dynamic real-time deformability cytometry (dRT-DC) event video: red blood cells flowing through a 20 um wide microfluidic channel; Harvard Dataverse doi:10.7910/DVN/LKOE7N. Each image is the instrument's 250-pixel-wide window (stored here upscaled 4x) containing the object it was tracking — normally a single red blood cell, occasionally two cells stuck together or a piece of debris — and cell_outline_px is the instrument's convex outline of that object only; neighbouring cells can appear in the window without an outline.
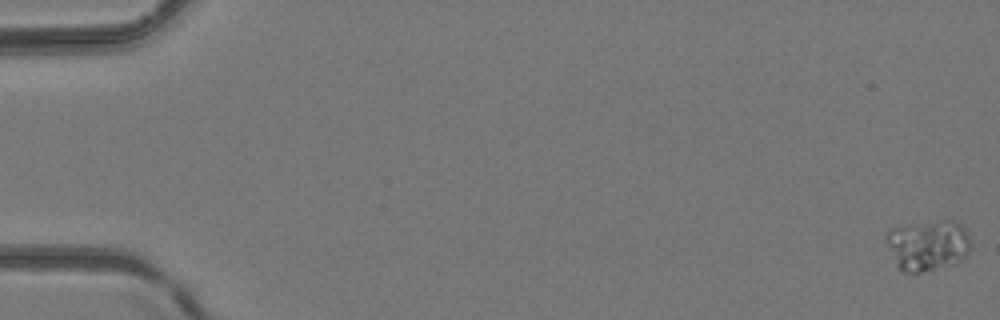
{"species": "common noctule bat (a hibernating species)", "species_latin": "Nyctalus noctula", "temperature_condition": "room temperature", "stored_images_in_passage": 48, "camera_frame_rate_fps": 3000, "um_per_image_px": 0.085, "animal": {"sex": "female", "body_mass_g": 24.6, "forearm_length_mm": 56.2}, "frame": {"image": 1, "passage_image": 1, "time_ms": 0.0, "image_size_px": [1000, 320], "cell_outline_px": [[972, 248], [964, 260], [956, 264], [932, 272], [904, 272], [896, 264], [884, 240], [884, 236], [888, 228], [904, 224], [940, 220], [956, 220], [968, 232], [972, 244]], "centroid_in_image_um": [78.89, 20.84], "position_along_channel_um": 6.1, "area_um2": 26.18}}
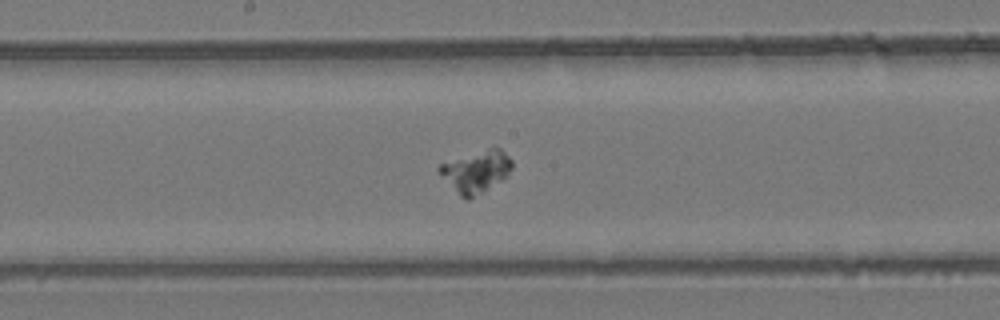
{"frame": {"image": 2, "passage_image": 27, "time_ms": 8.667, "image_size_px": [1000, 320], "cell_outline_px": [[512, 168], [508, 176], [484, 192], [468, 200], [464, 200], [436, 172], [436, 168], [440, 164], [488, 148], [500, 148], [512, 160]], "centroid_in_image_um": [40.45, 14.61], "position_along_channel_um": 207.7, "area_um2": 17.86}}
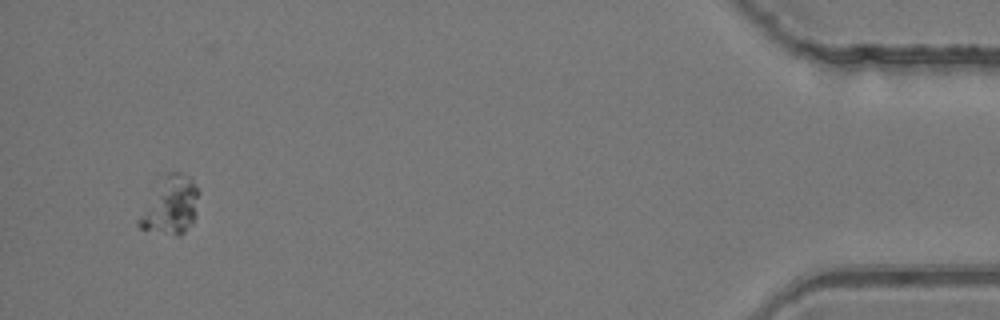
{"frame": {"image": 3, "passage_image": 47, "time_ms": 15.333, "image_size_px": [1000, 320], "cell_outline_px": [[200, 192], [196, 216], [192, 224], [180, 236], [176, 236], [140, 228], [136, 224], [136, 220], [168, 172], [180, 172], [188, 176], [192, 180]], "centroid_in_image_um": [14.56, 17.51], "position_along_channel_um": 420.6, "area_um2": 19.71}}